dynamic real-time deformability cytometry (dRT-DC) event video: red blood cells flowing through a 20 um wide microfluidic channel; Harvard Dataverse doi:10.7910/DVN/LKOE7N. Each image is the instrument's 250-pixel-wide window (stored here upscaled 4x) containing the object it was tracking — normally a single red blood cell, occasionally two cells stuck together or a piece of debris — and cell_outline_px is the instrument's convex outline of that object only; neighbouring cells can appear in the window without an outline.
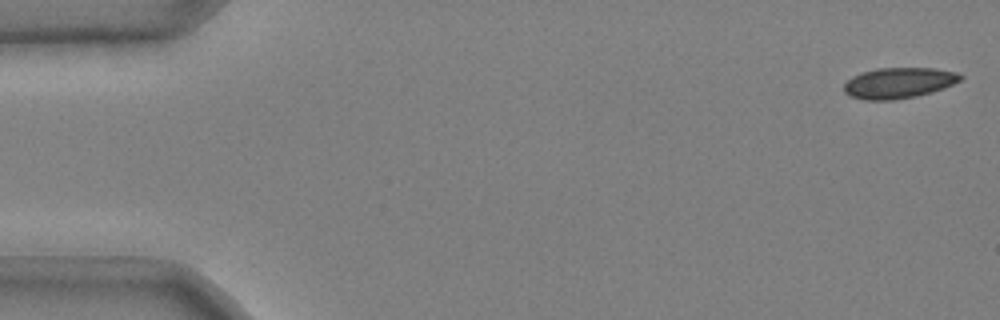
{"species": "common noctule bat (a hibernating species)", "species_latin": "Nyctalus noctula", "temperature_condition": "cold", "stored_images_in_passage": 48, "camera_frame_rate_fps": 3000, "um_per_image_px": 0.085, "animal": {"sex": "male", "body_mass_g": 20.4}, "frame": {"image": 1, "passage_image": 1, "time_ms": 0.0, "image_size_px": [1000, 320], "cell_outline_px": [[964, 76], [960, 80], [944, 88], [932, 92], [916, 96], [892, 100], [864, 100], [852, 96], [844, 92], [844, 84], [852, 76], [860, 72], [876, 68], [936, 68], [956, 72]], "centroid_in_image_um": [76.38, 7.04], "position_along_channel_um": 8.6, "area_um2": 20.92}}
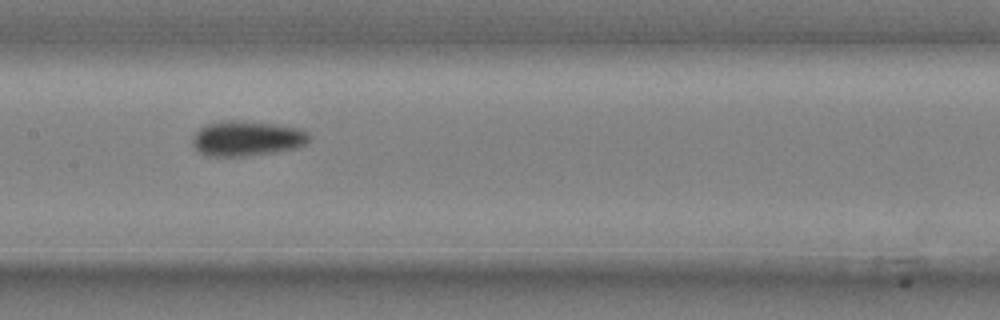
{"frame": {"image": 2, "passage_image": 26, "time_ms": 8.333, "image_size_px": [1000, 320], "cell_outline_px": [[312, 136], [304, 144], [296, 148], [276, 152], [244, 156], [208, 156], [200, 152], [192, 144], [192, 136], [204, 124], [228, 120], [240, 120], [276, 124], [300, 128], [308, 132]], "centroid_in_image_um": [20.99, 11.76], "position_along_channel_um": 186.4, "area_um2": 24.04}}
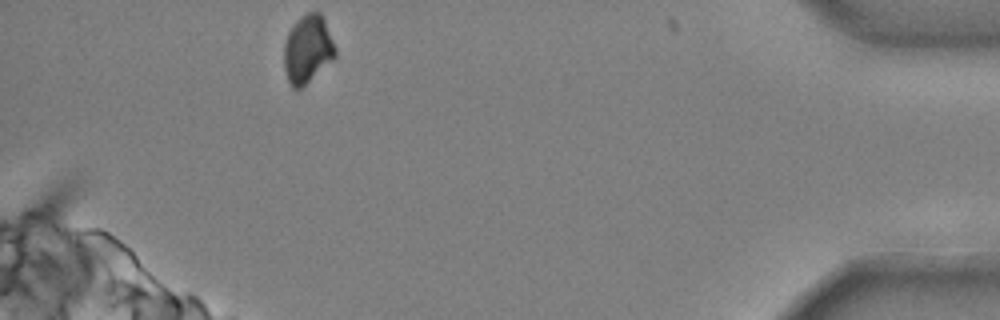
{"frame": {"image": 3, "passage_image": 48, "time_ms": 15.667, "image_size_px": [1000, 320], "cell_outline_px": [[336, 56], [332, 60], [296, 92], [292, 88], [288, 80], [284, 68], [284, 40], [288, 32], [296, 20], [300, 16], [308, 12], [320, 12], [324, 20], [336, 48]], "centroid_in_image_um": [26.12, 4.18], "position_along_channel_um": 409.1, "area_um2": 20.29}, "authors_computed_cell_mechanics": {"area_um2": 22.1374, "velocity_mm_per_s": 3.7055, "shape_relaxation_time_tau1_ms": 4.2748, "shape_relaxation_time_tau2_ms": null, "deformation_change_tau1": 0.1169, "deformation_change_tau2": null}}